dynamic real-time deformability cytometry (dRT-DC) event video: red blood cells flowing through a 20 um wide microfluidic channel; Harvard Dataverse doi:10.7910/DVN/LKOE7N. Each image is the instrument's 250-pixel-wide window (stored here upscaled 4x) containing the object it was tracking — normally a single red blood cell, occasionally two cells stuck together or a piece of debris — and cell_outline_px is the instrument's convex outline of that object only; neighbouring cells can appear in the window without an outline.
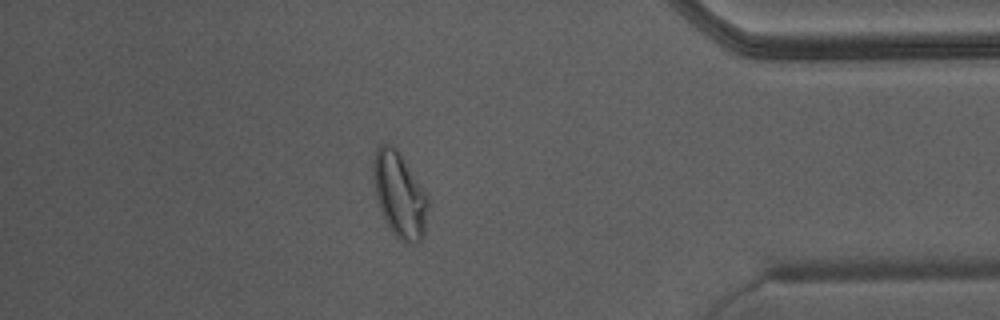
{"species": "Egyptian fruit bat (a non-hibernating species)", "species_latin": "Rousettus aegyptiacus", "temperature_condition": "warm", "stored_images_in_passage": 41, "camera_frame_rate_fps": 3000, "um_per_image_px": 0.085, "animal": {"sex": "male"}, "frame": {"image": 1, "passage_image": 35, "time_ms": 11.333, "image_size_px": [1000, 320], "cell_outline_px": [[428, 208], [424, 236], [416, 244], [412, 244], [400, 240], [392, 232], [384, 216], [376, 196], [372, 172], [372, 164], [376, 148], [380, 144], [392, 144], [396, 148], [428, 196]], "centroid_in_image_um": [33.96, 16.55], "position_along_channel_um": 401.2, "area_um2": 26.93}, "authors_computed_cell_mechanics": {"area_um2": 26.588, "velocity_mm_per_s": 4.4118, "shape_relaxation_time_tau1_ms": null, "shape_relaxation_time_tau2_ms": 0.785, "deformation_change_tau1": null, "deformation_change_tau2": 0.0798}}